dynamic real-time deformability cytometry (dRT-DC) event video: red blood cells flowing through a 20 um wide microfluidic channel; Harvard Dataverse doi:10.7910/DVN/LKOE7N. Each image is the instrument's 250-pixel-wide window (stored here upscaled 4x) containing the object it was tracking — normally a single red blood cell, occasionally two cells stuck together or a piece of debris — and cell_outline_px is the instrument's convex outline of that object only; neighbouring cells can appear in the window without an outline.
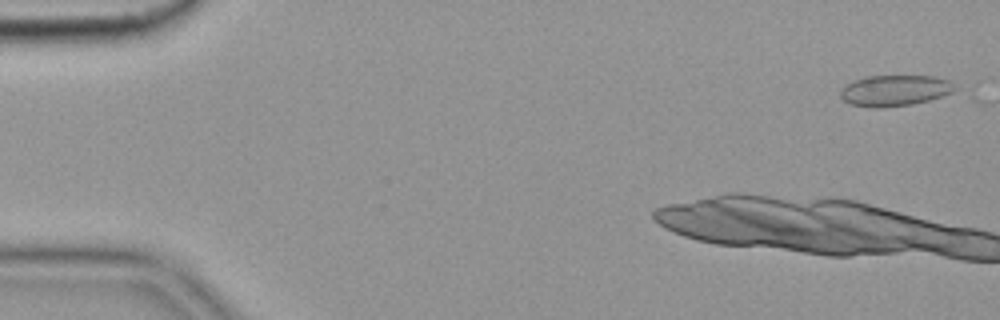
{"species": "common noctule bat (a hibernating species)", "species_latin": "Nyctalus noctula", "temperature_condition": "cold", "stored_images_in_passage": 10, "camera_frame_rate_fps": 3000, "um_per_image_px": 0.085, "animal": {"sex": "female", "body_mass_g": 19.9}, "frame": {"image": 1, "passage_image": 1, "time_ms": 0.0, "image_size_px": [1000, 320], "cell_outline_px": [[956, 88], [952, 92], [928, 100], [912, 104], [876, 108], [872, 108], [852, 104], [844, 100], [840, 96], [840, 92], [848, 84], [856, 80], [868, 76], [932, 76], [948, 80]], "centroid_in_image_um": [76.05, 7.69], "position_along_channel_um": 8.9, "area_um2": 20.17}}